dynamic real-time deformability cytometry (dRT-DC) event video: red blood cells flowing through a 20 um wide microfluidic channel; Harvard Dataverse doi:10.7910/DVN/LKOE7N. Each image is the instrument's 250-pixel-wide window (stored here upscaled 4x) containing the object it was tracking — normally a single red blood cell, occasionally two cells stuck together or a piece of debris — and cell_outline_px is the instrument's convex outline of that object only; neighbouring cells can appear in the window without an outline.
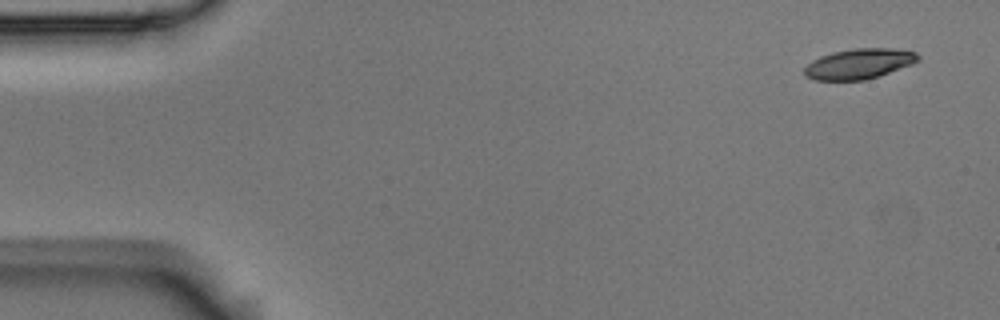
{"species": "Egyptian fruit bat (a non-hibernating species)", "species_latin": "Rousettus aegyptiacus", "temperature_condition": "room temperature", "stored_images_in_passage": 10, "camera_frame_rate_fps": 3000, "um_per_image_px": 0.085, "animal": {"sex": "male"}, "frame": {"image": 1, "passage_image": 1, "time_ms": 0.0, "image_size_px": [1000, 320], "cell_outline_px": [[920, 60], [912, 64], [880, 76], [864, 80], [812, 80], [804, 76], [804, 68], [812, 60], [820, 56], [832, 52], [856, 48], [892, 48], [916, 52], [920, 56]], "centroid_in_image_um": [73.01, 5.42], "position_along_channel_um": 12.0, "area_um2": 20.23}}
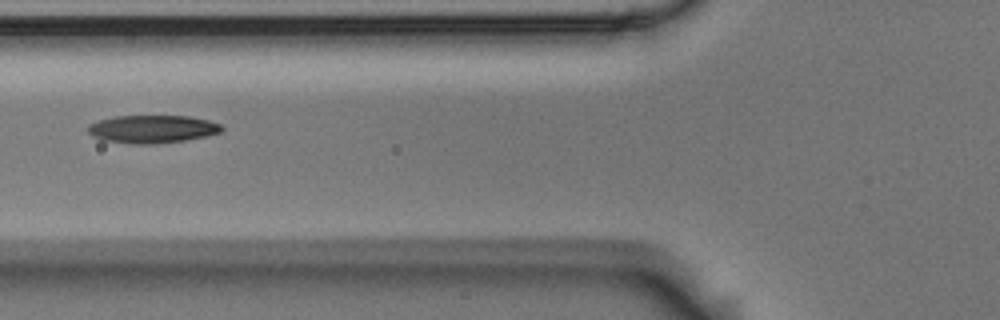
{"frame": {"image": 2, "passage_image": 6, "time_ms": 1.667, "image_size_px": [1000, 320], "cell_outline_px": [[224, 128], [220, 132], [204, 136], [184, 140], [156, 144], [132, 144], [104, 140], [92, 136], [88, 132], [88, 124], [100, 120], [116, 116], [188, 116], [208, 120], [220, 124]], "centroid_in_image_um": [12.93, 10.97], "position_along_channel_um": 112.9, "area_um2": 21.62}}
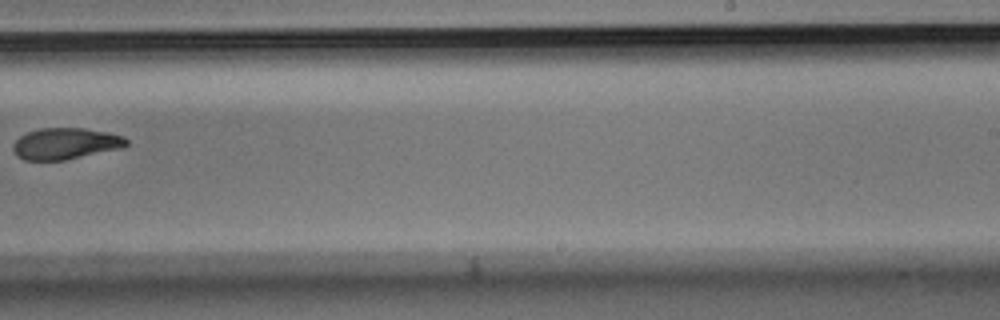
{"frame": {"image": 3, "passage_image": 10, "time_ms": 3.0, "image_size_px": [1000, 320], "cell_outline_px": [[128, 144], [124, 148], [64, 160], [24, 160], [16, 156], [12, 148], [16, 140], [20, 136], [28, 132], [40, 128], [84, 128], [108, 132], [124, 136], [128, 140]], "centroid_in_image_um": [5.59, 12.21], "position_along_channel_um": 283.4, "area_um2": 20.87}}